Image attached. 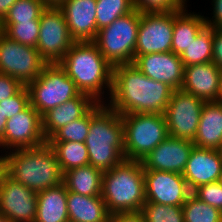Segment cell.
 Instances as JSON below:
<instances>
[{"instance_id": "obj_49", "label": "cell", "mask_w": 222, "mask_h": 222, "mask_svg": "<svg viewBox=\"0 0 222 222\" xmlns=\"http://www.w3.org/2000/svg\"><path fill=\"white\" fill-rule=\"evenodd\" d=\"M219 182L222 184V171H221Z\"/></svg>"}, {"instance_id": "obj_35", "label": "cell", "mask_w": 222, "mask_h": 222, "mask_svg": "<svg viewBox=\"0 0 222 222\" xmlns=\"http://www.w3.org/2000/svg\"><path fill=\"white\" fill-rule=\"evenodd\" d=\"M134 9L140 13L172 12L184 9L186 0H132Z\"/></svg>"}, {"instance_id": "obj_11", "label": "cell", "mask_w": 222, "mask_h": 222, "mask_svg": "<svg viewBox=\"0 0 222 222\" xmlns=\"http://www.w3.org/2000/svg\"><path fill=\"white\" fill-rule=\"evenodd\" d=\"M204 104L193 94L174 90L164 112L169 136L193 141Z\"/></svg>"}, {"instance_id": "obj_46", "label": "cell", "mask_w": 222, "mask_h": 222, "mask_svg": "<svg viewBox=\"0 0 222 222\" xmlns=\"http://www.w3.org/2000/svg\"><path fill=\"white\" fill-rule=\"evenodd\" d=\"M47 6H58L64 0H42Z\"/></svg>"}, {"instance_id": "obj_33", "label": "cell", "mask_w": 222, "mask_h": 222, "mask_svg": "<svg viewBox=\"0 0 222 222\" xmlns=\"http://www.w3.org/2000/svg\"><path fill=\"white\" fill-rule=\"evenodd\" d=\"M91 110L83 117L76 119L57 130L47 142H81L84 143L89 133Z\"/></svg>"}, {"instance_id": "obj_18", "label": "cell", "mask_w": 222, "mask_h": 222, "mask_svg": "<svg viewBox=\"0 0 222 222\" xmlns=\"http://www.w3.org/2000/svg\"><path fill=\"white\" fill-rule=\"evenodd\" d=\"M96 4V0H64L58 5L75 42L94 41L96 38Z\"/></svg>"}, {"instance_id": "obj_9", "label": "cell", "mask_w": 222, "mask_h": 222, "mask_svg": "<svg viewBox=\"0 0 222 222\" xmlns=\"http://www.w3.org/2000/svg\"><path fill=\"white\" fill-rule=\"evenodd\" d=\"M47 64L36 48L10 40L0 32V74L16 78L27 86Z\"/></svg>"}, {"instance_id": "obj_30", "label": "cell", "mask_w": 222, "mask_h": 222, "mask_svg": "<svg viewBox=\"0 0 222 222\" xmlns=\"http://www.w3.org/2000/svg\"><path fill=\"white\" fill-rule=\"evenodd\" d=\"M96 24L98 30L134 10L132 0H96Z\"/></svg>"}, {"instance_id": "obj_28", "label": "cell", "mask_w": 222, "mask_h": 222, "mask_svg": "<svg viewBox=\"0 0 222 222\" xmlns=\"http://www.w3.org/2000/svg\"><path fill=\"white\" fill-rule=\"evenodd\" d=\"M214 29L207 25L180 55L184 66L212 62Z\"/></svg>"}, {"instance_id": "obj_2", "label": "cell", "mask_w": 222, "mask_h": 222, "mask_svg": "<svg viewBox=\"0 0 222 222\" xmlns=\"http://www.w3.org/2000/svg\"><path fill=\"white\" fill-rule=\"evenodd\" d=\"M58 64L81 93L105 103L102 99L105 88L108 95L112 90L113 66L93 41L74 42Z\"/></svg>"}, {"instance_id": "obj_29", "label": "cell", "mask_w": 222, "mask_h": 222, "mask_svg": "<svg viewBox=\"0 0 222 222\" xmlns=\"http://www.w3.org/2000/svg\"><path fill=\"white\" fill-rule=\"evenodd\" d=\"M0 31L10 40L36 48L40 32V19L19 23H0Z\"/></svg>"}, {"instance_id": "obj_37", "label": "cell", "mask_w": 222, "mask_h": 222, "mask_svg": "<svg viewBox=\"0 0 222 222\" xmlns=\"http://www.w3.org/2000/svg\"><path fill=\"white\" fill-rule=\"evenodd\" d=\"M192 193L222 212V184L219 181L200 185Z\"/></svg>"}, {"instance_id": "obj_15", "label": "cell", "mask_w": 222, "mask_h": 222, "mask_svg": "<svg viewBox=\"0 0 222 222\" xmlns=\"http://www.w3.org/2000/svg\"><path fill=\"white\" fill-rule=\"evenodd\" d=\"M37 192L10 178L0 187V213L14 222H34Z\"/></svg>"}, {"instance_id": "obj_39", "label": "cell", "mask_w": 222, "mask_h": 222, "mask_svg": "<svg viewBox=\"0 0 222 222\" xmlns=\"http://www.w3.org/2000/svg\"><path fill=\"white\" fill-rule=\"evenodd\" d=\"M212 62L222 69V28L214 29Z\"/></svg>"}, {"instance_id": "obj_27", "label": "cell", "mask_w": 222, "mask_h": 222, "mask_svg": "<svg viewBox=\"0 0 222 222\" xmlns=\"http://www.w3.org/2000/svg\"><path fill=\"white\" fill-rule=\"evenodd\" d=\"M58 159L62 173L77 167L89 165L88 150L81 142H47Z\"/></svg>"}, {"instance_id": "obj_5", "label": "cell", "mask_w": 222, "mask_h": 222, "mask_svg": "<svg viewBox=\"0 0 222 222\" xmlns=\"http://www.w3.org/2000/svg\"><path fill=\"white\" fill-rule=\"evenodd\" d=\"M6 153L9 177L22 185L39 192L63 183L58 159L48 143Z\"/></svg>"}, {"instance_id": "obj_17", "label": "cell", "mask_w": 222, "mask_h": 222, "mask_svg": "<svg viewBox=\"0 0 222 222\" xmlns=\"http://www.w3.org/2000/svg\"><path fill=\"white\" fill-rule=\"evenodd\" d=\"M133 65L147 77L161 81L173 90L183 84L184 65L179 55L172 51L134 56Z\"/></svg>"}, {"instance_id": "obj_26", "label": "cell", "mask_w": 222, "mask_h": 222, "mask_svg": "<svg viewBox=\"0 0 222 222\" xmlns=\"http://www.w3.org/2000/svg\"><path fill=\"white\" fill-rule=\"evenodd\" d=\"M103 171L86 165L63 173V183L70 192L84 196H101Z\"/></svg>"}, {"instance_id": "obj_34", "label": "cell", "mask_w": 222, "mask_h": 222, "mask_svg": "<svg viewBox=\"0 0 222 222\" xmlns=\"http://www.w3.org/2000/svg\"><path fill=\"white\" fill-rule=\"evenodd\" d=\"M141 213L146 222H184L182 206L145 202Z\"/></svg>"}, {"instance_id": "obj_25", "label": "cell", "mask_w": 222, "mask_h": 222, "mask_svg": "<svg viewBox=\"0 0 222 222\" xmlns=\"http://www.w3.org/2000/svg\"><path fill=\"white\" fill-rule=\"evenodd\" d=\"M187 11L186 7L180 11H174L171 51L179 56L206 26L204 16Z\"/></svg>"}, {"instance_id": "obj_6", "label": "cell", "mask_w": 222, "mask_h": 222, "mask_svg": "<svg viewBox=\"0 0 222 222\" xmlns=\"http://www.w3.org/2000/svg\"><path fill=\"white\" fill-rule=\"evenodd\" d=\"M124 126V158L142 161L169 136L164 114L121 115Z\"/></svg>"}, {"instance_id": "obj_14", "label": "cell", "mask_w": 222, "mask_h": 222, "mask_svg": "<svg viewBox=\"0 0 222 222\" xmlns=\"http://www.w3.org/2000/svg\"><path fill=\"white\" fill-rule=\"evenodd\" d=\"M146 202L183 206L192 193L182 174L144 170Z\"/></svg>"}, {"instance_id": "obj_43", "label": "cell", "mask_w": 222, "mask_h": 222, "mask_svg": "<svg viewBox=\"0 0 222 222\" xmlns=\"http://www.w3.org/2000/svg\"><path fill=\"white\" fill-rule=\"evenodd\" d=\"M17 0H0V22L9 12V9L15 4Z\"/></svg>"}, {"instance_id": "obj_32", "label": "cell", "mask_w": 222, "mask_h": 222, "mask_svg": "<svg viewBox=\"0 0 222 222\" xmlns=\"http://www.w3.org/2000/svg\"><path fill=\"white\" fill-rule=\"evenodd\" d=\"M46 7L42 0H17L0 23L35 21Z\"/></svg>"}, {"instance_id": "obj_10", "label": "cell", "mask_w": 222, "mask_h": 222, "mask_svg": "<svg viewBox=\"0 0 222 222\" xmlns=\"http://www.w3.org/2000/svg\"><path fill=\"white\" fill-rule=\"evenodd\" d=\"M40 32L36 49L48 63H58L75 42L58 6H47L40 15Z\"/></svg>"}, {"instance_id": "obj_7", "label": "cell", "mask_w": 222, "mask_h": 222, "mask_svg": "<svg viewBox=\"0 0 222 222\" xmlns=\"http://www.w3.org/2000/svg\"><path fill=\"white\" fill-rule=\"evenodd\" d=\"M140 16L141 13L134 9L98 30L93 42L113 67L133 64Z\"/></svg>"}, {"instance_id": "obj_36", "label": "cell", "mask_w": 222, "mask_h": 222, "mask_svg": "<svg viewBox=\"0 0 222 222\" xmlns=\"http://www.w3.org/2000/svg\"><path fill=\"white\" fill-rule=\"evenodd\" d=\"M29 104V92L26 86L12 97L0 101V107L7 119L23 111Z\"/></svg>"}, {"instance_id": "obj_40", "label": "cell", "mask_w": 222, "mask_h": 222, "mask_svg": "<svg viewBox=\"0 0 222 222\" xmlns=\"http://www.w3.org/2000/svg\"><path fill=\"white\" fill-rule=\"evenodd\" d=\"M213 2V17H204L208 27L213 29L222 28V0H212Z\"/></svg>"}, {"instance_id": "obj_44", "label": "cell", "mask_w": 222, "mask_h": 222, "mask_svg": "<svg viewBox=\"0 0 222 222\" xmlns=\"http://www.w3.org/2000/svg\"><path fill=\"white\" fill-rule=\"evenodd\" d=\"M7 118L4 116L3 111L0 107V138L3 136V133L5 131Z\"/></svg>"}, {"instance_id": "obj_21", "label": "cell", "mask_w": 222, "mask_h": 222, "mask_svg": "<svg viewBox=\"0 0 222 222\" xmlns=\"http://www.w3.org/2000/svg\"><path fill=\"white\" fill-rule=\"evenodd\" d=\"M98 102L91 96L81 93L78 97L50 109L42 116V131L48 140L66 124L85 116Z\"/></svg>"}, {"instance_id": "obj_24", "label": "cell", "mask_w": 222, "mask_h": 222, "mask_svg": "<svg viewBox=\"0 0 222 222\" xmlns=\"http://www.w3.org/2000/svg\"><path fill=\"white\" fill-rule=\"evenodd\" d=\"M69 222H110L111 214L101 196H84L68 191Z\"/></svg>"}, {"instance_id": "obj_38", "label": "cell", "mask_w": 222, "mask_h": 222, "mask_svg": "<svg viewBox=\"0 0 222 222\" xmlns=\"http://www.w3.org/2000/svg\"><path fill=\"white\" fill-rule=\"evenodd\" d=\"M23 85L16 79L6 74H0V101L15 95Z\"/></svg>"}, {"instance_id": "obj_22", "label": "cell", "mask_w": 222, "mask_h": 222, "mask_svg": "<svg viewBox=\"0 0 222 222\" xmlns=\"http://www.w3.org/2000/svg\"><path fill=\"white\" fill-rule=\"evenodd\" d=\"M198 148L218 150L222 144V103L205 102L193 140Z\"/></svg>"}, {"instance_id": "obj_16", "label": "cell", "mask_w": 222, "mask_h": 222, "mask_svg": "<svg viewBox=\"0 0 222 222\" xmlns=\"http://www.w3.org/2000/svg\"><path fill=\"white\" fill-rule=\"evenodd\" d=\"M193 147V141L168 136L141 163L144 170L182 174Z\"/></svg>"}, {"instance_id": "obj_20", "label": "cell", "mask_w": 222, "mask_h": 222, "mask_svg": "<svg viewBox=\"0 0 222 222\" xmlns=\"http://www.w3.org/2000/svg\"><path fill=\"white\" fill-rule=\"evenodd\" d=\"M220 68L213 62L184 66L180 89L205 102H217Z\"/></svg>"}, {"instance_id": "obj_45", "label": "cell", "mask_w": 222, "mask_h": 222, "mask_svg": "<svg viewBox=\"0 0 222 222\" xmlns=\"http://www.w3.org/2000/svg\"><path fill=\"white\" fill-rule=\"evenodd\" d=\"M217 102L222 103V69H220V82H219V90H218V100Z\"/></svg>"}, {"instance_id": "obj_8", "label": "cell", "mask_w": 222, "mask_h": 222, "mask_svg": "<svg viewBox=\"0 0 222 222\" xmlns=\"http://www.w3.org/2000/svg\"><path fill=\"white\" fill-rule=\"evenodd\" d=\"M29 101L41 116L81 92L58 63L47 64L38 78L27 86Z\"/></svg>"}, {"instance_id": "obj_23", "label": "cell", "mask_w": 222, "mask_h": 222, "mask_svg": "<svg viewBox=\"0 0 222 222\" xmlns=\"http://www.w3.org/2000/svg\"><path fill=\"white\" fill-rule=\"evenodd\" d=\"M67 194L64 183L37 192L34 222H69Z\"/></svg>"}, {"instance_id": "obj_31", "label": "cell", "mask_w": 222, "mask_h": 222, "mask_svg": "<svg viewBox=\"0 0 222 222\" xmlns=\"http://www.w3.org/2000/svg\"><path fill=\"white\" fill-rule=\"evenodd\" d=\"M184 222H222V212L191 193L182 206Z\"/></svg>"}, {"instance_id": "obj_4", "label": "cell", "mask_w": 222, "mask_h": 222, "mask_svg": "<svg viewBox=\"0 0 222 222\" xmlns=\"http://www.w3.org/2000/svg\"><path fill=\"white\" fill-rule=\"evenodd\" d=\"M101 197L111 215L141 211L146 202L144 168L141 161L124 159L114 168L104 171Z\"/></svg>"}, {"instance_id": "obj_48", "label": "cell", "mask_w": 222, "mask_h": 222, "mask_svg": "<svg viewBox=\"0 0 222 222\" xmlns=\"http://www.w3.org/2000/svg\"><path fill=\"white\" fill-rule=\"evenodd\" d=\"M218 151H219V153L221 155V159H222V144H221L220 148L218 149Z\"/></svg>"}, {"instance_id": "obj_47", "label": "cell", "mask_w": 222, "mask_h": 222, "mask_svg": "<svg viewBox=\"0 0 222 222\" xmlns=\"http://www.w3.org/2000/svg\"><path fill=\"white\" fill-rule=\"evenodd\" d=\"M0 222H14L8 216L0 213Z\"/></svg>"}, {"instance_id": "obj_19", "label": "cell", "mask_w": 222, "mask_h": 222, "mask_svg": "<svg viewBox=\"0 0 222 222\" xmlns=\"http://www.w3.org/2000/svg\"><path fill=\"white\" fill-rule=\"evenodd\" d=\"M221 171L222 159L218 150L194 146L182 175L193 192L200 185L219 181Z\"/></svg>"}, {"instance_id": "obj_41", "label": "cell", "mask_w": 222, "mask_h": 222, "mask_svg": "<svg viewBox=\"0 0 222 222\" xmlns=\"http://www.w3.org/2000/svg\"><path fill=\"white\" fill-rule=\"evenodd\" d=\"M110 222H146L141 211L119 212L111 215Z\"/></svg>"}, {"instance_id": "obj_1", "label": "cell", "mask_w": 222, "mask_h": 222, "mask_svg": "<svg viewBox=\"0 0 222 222\" xmlns=\"http://www.w3.org/2000/svg\"><path fill=\"white\" fill-rule=\"evenodd\" d=\"M173 89L143 74L133 64L113 67L110 102L106 105L120 115L128 113L164 114Z\"/></svg>"}, {"instance_id": "obj_12", "label": "cell", "mask_w": 222, "mask_h": 222, "mask_svg": "<svg viewBox=\"0 0 222 222\" xmlns=\"http://www.w3.org/2000/svg\"><path fill=\"white\" fill-rule=\"evenodd\" d=\"M174 11L141 13L135 56L171 51Z\"/></svg>"}, {"instance_id": "obj_13", "label": "cell", "mask_w": 222, "mask_h": 222, "mask_svg": "<svg viewBox=\"0 0 222 222\" xmlns=\"http://www.w3.org/2000/svg\"><path fill=\"white\" fill-rule=\"evenodd\" d=\"M47 143L42 131V116L29 104L23 111L7 119L0 138V148L7 150L36 148Z\"/></svg>"}, {"instance_id": "obj_3", "label": "cell", "mask_w": 222, "mask_h": 222, "mask_svg": "<svg viewBox=\"0 0 222 222\" xmlns=\"http://www.w3.org/2000/svg\"><path fill=\"white\" fill-rule=\"evenodd\" d=\"M89 165L108 171L124 158V126L121 115L106 103L91 109L89 133L85 139Z\"/></svg>"}, {"instance_id": "obj_42", "label": "cell", "mask_w": 222, "mask_h": 222, "mask_svg": "<svg viewBox=\"0 0 222 222\" xmlns=\"http://www.w3.org/2000/svg\"><path fill=\"white\" fill-rule=\"evenodd\" d=\"M8 174V160L7 154L0 155V187L4 184Z\"/></svg>"}]
</instances>
